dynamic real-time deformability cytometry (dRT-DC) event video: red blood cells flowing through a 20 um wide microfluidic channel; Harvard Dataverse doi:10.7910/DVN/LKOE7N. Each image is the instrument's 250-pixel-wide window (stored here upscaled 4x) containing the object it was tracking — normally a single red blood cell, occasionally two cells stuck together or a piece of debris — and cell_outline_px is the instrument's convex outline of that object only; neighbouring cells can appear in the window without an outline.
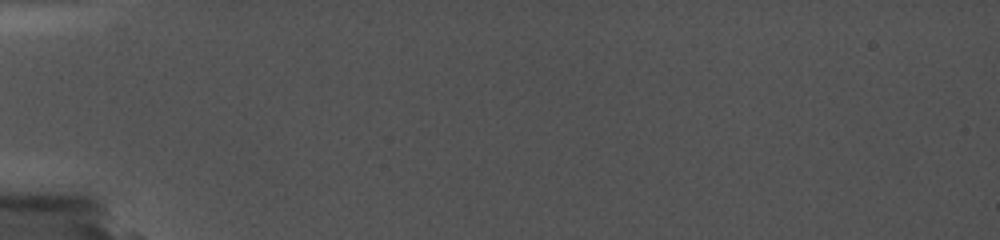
{"species": "common noctule bat (a hibernating species)", "species_latin": "Nyctalus noctula", "temperature_condition": "cold", "stored_images_in_passage": 1, "camera_frame_rate_fps": 5000, "um_per_image_px": 0.085, "animal": {"sex": "female", "body_mass_g": 19.0, "forearm_length_mm": 56.7}, "frame": {"image": 1, "passage_image": 1, "time_ms": 0.0, "image_size_px": [1000, 240], "cell_outline_px": [[684, 132], [680, 136], [664, 140], [620, 140], [552, 136], [520, 132], [520, 128], [556, 124], [648, 128]], "centroid_in_image_um": [51.19, 11.25], "position_along_channel_um": 33.8, "area_um2": 12.77}}